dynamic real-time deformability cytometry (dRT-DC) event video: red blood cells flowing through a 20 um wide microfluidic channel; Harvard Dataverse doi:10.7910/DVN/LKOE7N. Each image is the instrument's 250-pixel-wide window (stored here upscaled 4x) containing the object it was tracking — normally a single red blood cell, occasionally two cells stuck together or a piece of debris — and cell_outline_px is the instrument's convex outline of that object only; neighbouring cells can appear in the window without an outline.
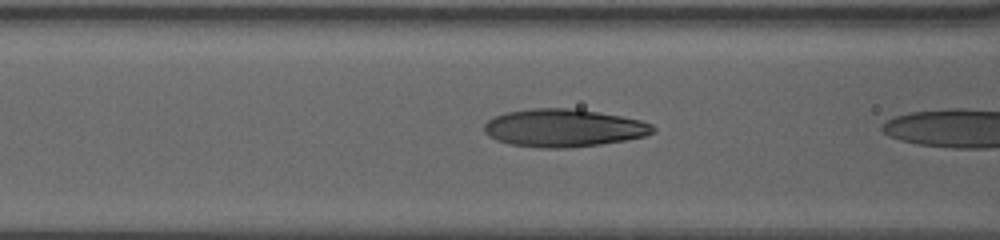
{"species": "human", "species_latin": "Homo sapiens", "temperature_condition": "warm", "stored_images_in_passage": 7, "camera_frame_rate_fps": 3000, "um_per_image_px": 0.085, "donor": {"sex": "female"}, "frame": {"image": 1, "passage_image": 6, "time_ms": 1.667, "image_size_px": [1000, 240], "cell_outline_px": [[656, 132], [644, 136], [624, 140], [600, 144], [564, 148], [540, 148], [512, 144], [496, 140], [488, 136], [484, 132], [484, 124], [488, 120], [496, 116], [508, 112], [532, 108], [576, 108], [620, 116], [640, 120], [652, 124], [656, 128]], "centroid_in_image_um": [47.91, 10.87], "position_along_channel_um": 118.7, "area_um2": 37.11}}